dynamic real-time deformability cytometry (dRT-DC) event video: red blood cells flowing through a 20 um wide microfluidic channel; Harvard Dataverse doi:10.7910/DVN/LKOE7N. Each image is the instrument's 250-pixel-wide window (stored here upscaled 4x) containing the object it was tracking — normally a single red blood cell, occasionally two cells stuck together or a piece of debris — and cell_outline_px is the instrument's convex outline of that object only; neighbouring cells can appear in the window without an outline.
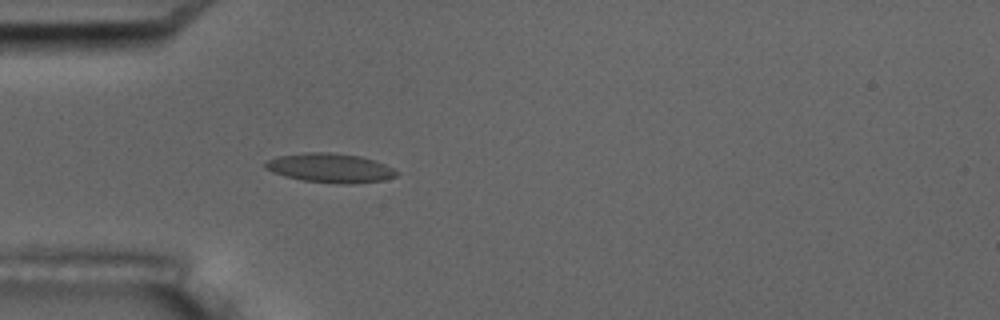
{"species": "common noctule bat (a hibernating species)", "species_latin": "Nyctalus noctula", "temperature_condition": "room temperature", "stored_images_in_passage": 5, "camera_frame_rate_fps": 3000, "um_per_image_px": 0.085, "animal": {"sex": "male", "body_mass_g": 17.5, "forearm_length_mm": 52.3}, "frame": {"image": 1, "passage_image": 5, "time_ms": 4.667, "image_size_px": [1000, 320], "cell_outline_px": [[400, 172], [396, 176], [384, 180], [352, 184], [336, 184], [304, 180], [284, 176], [272, 172], [264, 168], [264, 164], [268, 160], [276, 156], [304, 152], [328, 152], [360, 156], [384, 164]], "centroid_in_image_um": [28.04, 14.28], "position_along_channel_um": 57.0, "area_um2": 22.43}}